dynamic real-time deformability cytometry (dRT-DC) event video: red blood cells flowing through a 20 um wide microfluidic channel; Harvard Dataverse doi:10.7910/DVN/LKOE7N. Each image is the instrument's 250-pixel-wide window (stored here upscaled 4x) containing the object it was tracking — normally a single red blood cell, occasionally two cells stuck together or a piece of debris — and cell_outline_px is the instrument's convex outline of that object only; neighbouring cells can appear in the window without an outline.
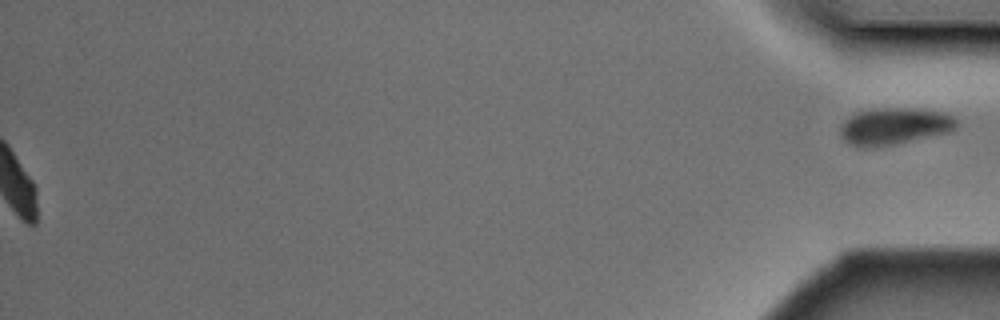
{"species": "Egyptian fruit bat (a non-hibernating species)", "species_latin": "Rousettus aegyptiacus", "temperature_condition": "cold", "stored_images_in_passage": 38, "segment_of_instrument_passage": [2, 2], "camera_frame_rate_fps": 3000, "um_per_image_px": 0.085, "animal": {"sex": "male"}, "frame": {"image": 1, "passage_image": 38, "time_ms": 12.333, "image_size_px": [1000, 320], "cell_outline_px": [[956, 128], [948, 132], [892, 144], [864, 148], [860, 148], [848, 144], [844, 140], [840, 132], [840, 124], [844, 120], [856, 112], [872, 108], [920, 108], [944, 112], [952, 116], [956, 120]], "centroid_in_image_um": [75.97, 10.71], "position_along_channel_um": 359.2, "area_um2": 25.03}}